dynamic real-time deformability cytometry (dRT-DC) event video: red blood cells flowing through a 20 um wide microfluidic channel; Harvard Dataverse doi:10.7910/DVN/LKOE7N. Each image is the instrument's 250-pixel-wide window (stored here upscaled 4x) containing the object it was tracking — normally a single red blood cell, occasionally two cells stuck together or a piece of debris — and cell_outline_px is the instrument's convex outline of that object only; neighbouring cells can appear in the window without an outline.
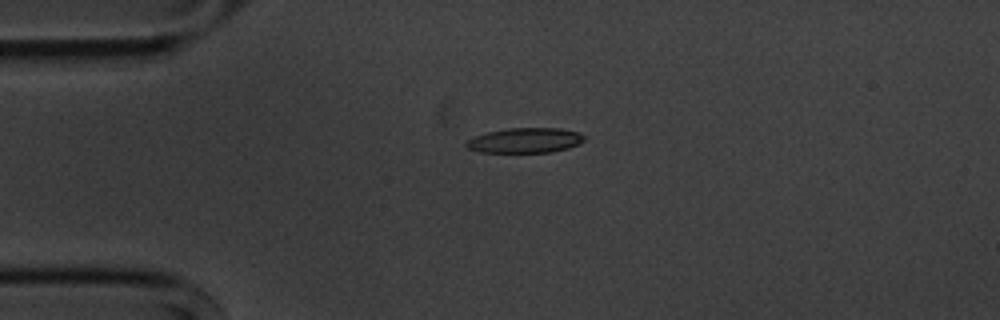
{"species": "common noctule bat (a hibernating species)", "species_latin": "Nyctalus noctula", "temperature_condition": "cold", "stored_images_in_passage": 1, "camera_frame_rate_fps": 3000, "um_per_image_px": 0.085, "animal": {"sex": "male", "body_mass_g": 20.1, "forearm_length_mm": 53.5}, "frame": {"image": 1, "passage_image": 1, "time_ms": 0.0, "image_size_px": [1000, 320], "cell_outline_px": [[588, 136], [580, 144], [568, 148], [552, 152], [480, 152], [468, 148], [464, 144], [464, 140], [472, 136], [488, 132], [508, 128], [560, 128], [580, 132]], "centroid_in_image_um": [44.65, 11.92], "position_along_channel_um": 40.4, "area_um2": 17.51}}